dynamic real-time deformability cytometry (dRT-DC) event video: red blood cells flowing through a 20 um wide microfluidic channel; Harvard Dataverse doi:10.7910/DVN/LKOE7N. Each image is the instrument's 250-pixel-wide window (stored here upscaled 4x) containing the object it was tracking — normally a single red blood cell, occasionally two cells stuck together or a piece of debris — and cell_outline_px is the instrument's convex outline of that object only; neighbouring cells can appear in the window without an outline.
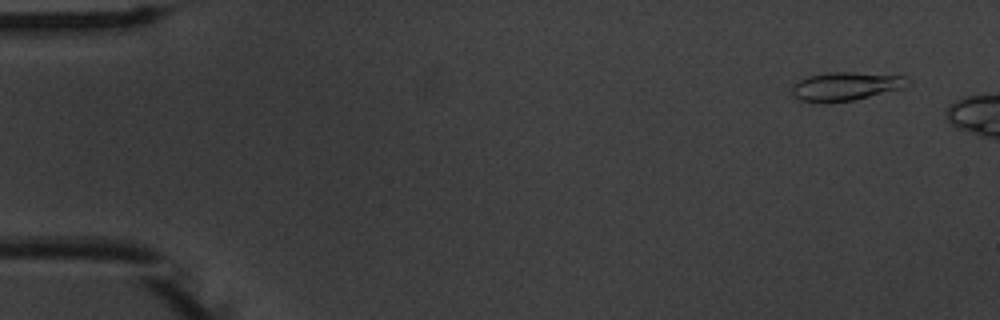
{"species": "common noctule bat (a hibernating species)", "species_latin": "Nyctalus noctula", "temperature_condition": "warm", "stored_images_in_passage": 8, "camera_frame_rate_fps": 3000, "um_per_image_px": 0.085, "animal": {"sex": "male", "body_mass_g": 20.1, "forearm_length_mm": 53.5}, "frame": {"image": 1, "passage_image": 3, "time_ms": 0.667, "image_size_px": [1000, 320], "cell_outline_px": [[912, 80], [908, 84], [900, 88], [852, 100], [832, 104], [816, 104], [800, 100], [792, 92], [792, 84], [796, 80], [808, 76], [828, 72], [852, 72], [904, 76]], "centroid_in_image_um": [71.79, 7.35], "position_along_channel_um": 13.2, "area_um2": 19.42}}